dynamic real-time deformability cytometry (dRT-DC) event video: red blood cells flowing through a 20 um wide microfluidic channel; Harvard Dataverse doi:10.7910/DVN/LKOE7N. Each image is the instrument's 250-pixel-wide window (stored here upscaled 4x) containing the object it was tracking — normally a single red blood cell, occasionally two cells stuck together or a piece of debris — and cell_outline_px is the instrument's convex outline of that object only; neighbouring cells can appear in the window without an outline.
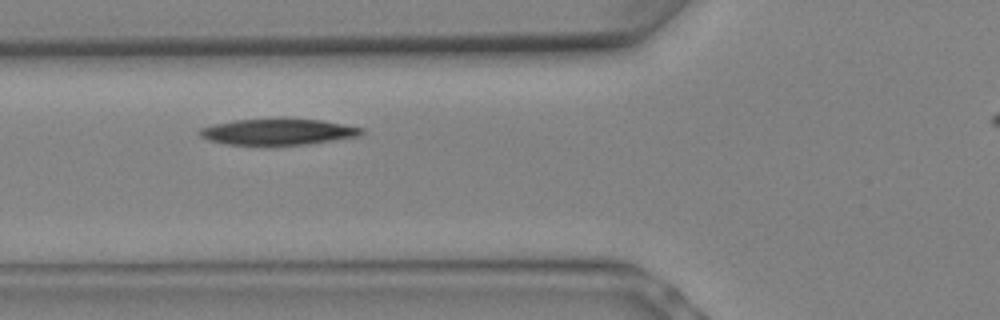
{"species": "Egyptian fruit bat (a non-hibernating species)", "species_latin": "Rousettus aegyptiacus", "temperature_condition": "warm", "stored_images_in_passage": 3, "camera_frame_rate_fps": 3000, "um_per_image_px": 0.085, "animal": {"sex": "female"}, "frame": {"image": 1, "passage_image": 2, "time_ms": 0.333, "image_size_px": [1000, 320], "cell_outline_px": [[364, 132], [360, 136], [336, 140], [308, 144], [224, 144], [208, 140], [200, 136], [196, 132], [200, 128], [216, 124], [236, 120], [320, 120], [344, 124], [364, 128]], "centroid_in_image_um": [23.65, 11.22], "position_along_channel_um": 102.2, "area_um2": 24.04}}